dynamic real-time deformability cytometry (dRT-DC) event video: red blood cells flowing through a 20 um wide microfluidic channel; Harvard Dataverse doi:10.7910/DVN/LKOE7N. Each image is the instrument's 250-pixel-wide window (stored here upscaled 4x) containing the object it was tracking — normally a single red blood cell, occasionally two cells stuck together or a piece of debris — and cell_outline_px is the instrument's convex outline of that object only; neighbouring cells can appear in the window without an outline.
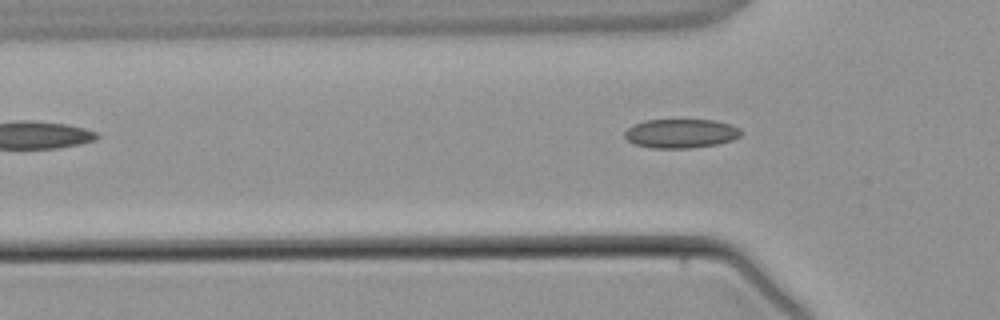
{"species": "common noctule bat (a hibernating species)", "species_latin": "Nyctalus noctula", "temperature_condition": "warm", "stored_images_in_passage": 5, "camera_frame_rate_fps": 3000, "um_per_image_px": 0.085, "animal": {"sex": "male", "body_mass_g": 21.5, "forearm_length_mm": 52.0}, "frame": {"image": 1, "passage_image": 5, "time_ms": 5.0, "image_size_px": [1000, 320], "cell_outline_px": [[740, 136], [732, 140], [720, 144], [692, 148], [652, 148], [632, 144], [624, 136], [624, 132], [632, 124], [644, 120], [712, 120], [728, 124], [740, 128]], "centroid_in_image_um": [57.83, 11.35], "position_along_channel_um": 68.0, "area_um2": 19.83}}